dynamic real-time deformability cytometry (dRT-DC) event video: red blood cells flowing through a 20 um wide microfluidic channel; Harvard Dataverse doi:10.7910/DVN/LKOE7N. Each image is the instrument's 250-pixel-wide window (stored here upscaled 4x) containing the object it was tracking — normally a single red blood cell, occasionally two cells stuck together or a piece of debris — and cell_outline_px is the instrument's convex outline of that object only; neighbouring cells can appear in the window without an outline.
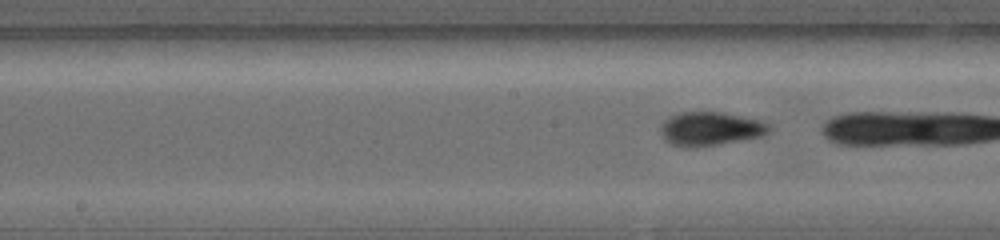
{"species": "common noctule bat (a hibernating species)", "species_latin": "Nyctalus noctula", "temperature_condition": "warm", "stored_images_in_passage": 28, "camera_frame_rate_fps": 5000, "um_per_image_px": 0.085, "animal": {"sex": "female", "body_mass_g": 19.0, "forearm_length_mm": 56.7}, "frame": {"image": 1, "passage_image": 9, "time_ms": 2.6, "image_size_px": [1000, 240], "cell_outline_px": [[772, 128], [768, 132], [760, 136], [716, 144], [688, 148], [680, 148], [664, 140], [660, 132], [660, 128], [664, 120], [668, 116], [680, 112], [724, 112], [764, 120], [772, 124]], "centroid_in_image_um": [60.37, 10.93], "position_along_channel_um": 187.8, "area_um2": 21.62}}